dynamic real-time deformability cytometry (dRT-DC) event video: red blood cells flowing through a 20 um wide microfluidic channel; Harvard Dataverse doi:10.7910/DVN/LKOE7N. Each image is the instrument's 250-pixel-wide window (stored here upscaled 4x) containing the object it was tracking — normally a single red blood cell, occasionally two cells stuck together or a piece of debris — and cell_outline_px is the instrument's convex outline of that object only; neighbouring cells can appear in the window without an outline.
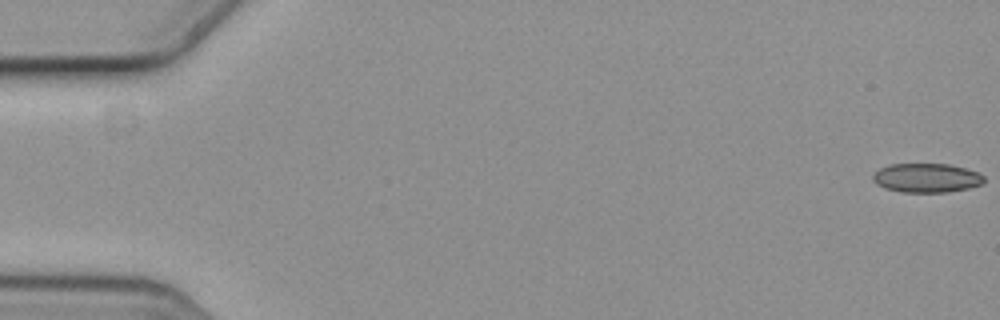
{"species": "common noctule bat (a hibernating species)", "species_latin": "Nyctalus noctula", "temperature_condition": "cold", "stored_images_in_passage": 5, "camera_frame_rate_fps": 3000, "um_per_image_px": 0.085, "animal": {"sex": "female", "body_mass_g": 19.3, "forearm_length_mm": 54.1}, "frame": {"image": 1, "passage_image": 1, "time_ms": 0.0, "image_size_px": [1000, 320], "cell_outline_px": [[984, 180], [980, 184], [968, 188], [948, 192], [904, 192], [884, 188], [876, 184], [872, 180], [872, 176], [880, 168], [888, 164], [948, 164], [964, 168], [976, 172], [984, 176]], "centroid_in_image_um": [78.72, 15.12], "position_along_channel_um": 6.3, "area_um2": 18.73}}
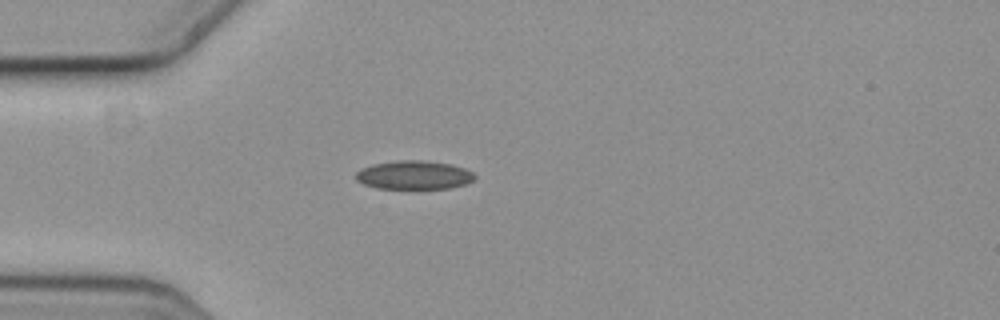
{"frame": {"image": 2, "passage_image": 4, "time_ms": 1.0, "image_size_px": [1000, 320], "cell_outline_px": [[476, 176], [472, 180], [464, 184], [448, 188], [376, 188], [364, 184], [356, 180], [356, 172], [360, 168], [372, 164], [396, 160], [424, 160], [452, 164], [464, 168], [472, 172]], "centroid_in_image_um": [35.15, 14.86], "position_along_channel_um": 49.8, "area_um2": 19.83}}